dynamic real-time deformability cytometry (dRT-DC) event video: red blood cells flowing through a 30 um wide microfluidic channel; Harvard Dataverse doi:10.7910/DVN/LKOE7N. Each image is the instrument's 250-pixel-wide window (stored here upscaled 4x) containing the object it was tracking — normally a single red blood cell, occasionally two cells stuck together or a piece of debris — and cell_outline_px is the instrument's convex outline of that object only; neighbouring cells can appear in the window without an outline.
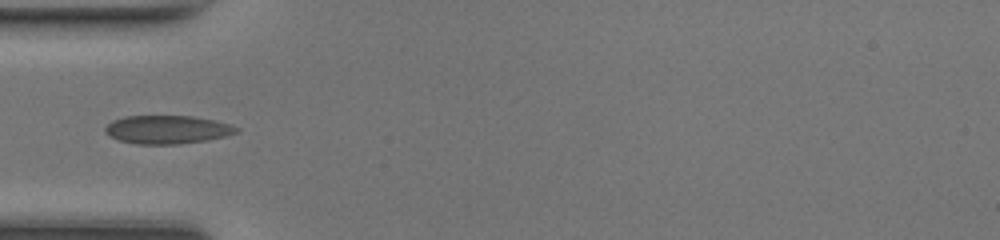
{"species": "common noctule bat (a hibernating species)", "species_latin": "Nyctalus noctula", "temperature_condition": "room temperature", "stored_images_in_passage": 12, "camera_frame_rate_fps": 3000, "um_per_image_px": 0.085, "animal": {"sex": "female", "body_mass_g": 17.0, "forearm_length_mm": 48.0}, "frame": {"image": 1, "passage_image": 1, "time_ms": 0.0, "image_size_px": [1000, 240], "cell_outline_px": [[240, 132], [208, 140], [180, 144], [136, 144], [120, 140], [108, 136], [104, 132], [104, 128], [112, 120], [124, 116], [192, 116], [212, 120], [228, 124], [240, 128]], "centroid_in_image_um": [14.19, 11.02], "position_along_channel_um": 70.8, "area_um2": 21.73}}
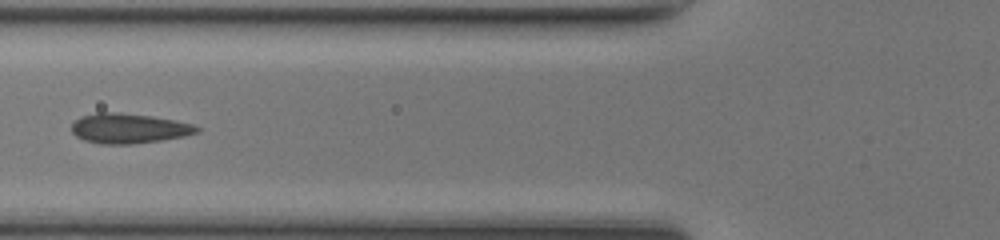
{"frame": {"image": 2, "passage_image": 4, "time_ms": 1.0, "image_size_px": [1000, 240], "cell_outline_px": [[200, 132], [184, 136], [160, 140], [132, 144], [100, 144], [84, 140], [76, 136], [72, 132], [72, 124], [80, 116], [96, 112], [120, 112], [152, 116], [192, 124], [200, 128]], "centroid_in_image_um": [10.92, 10.91], "position_along_channel_um": 114.9, "area_um2": 21.85}}
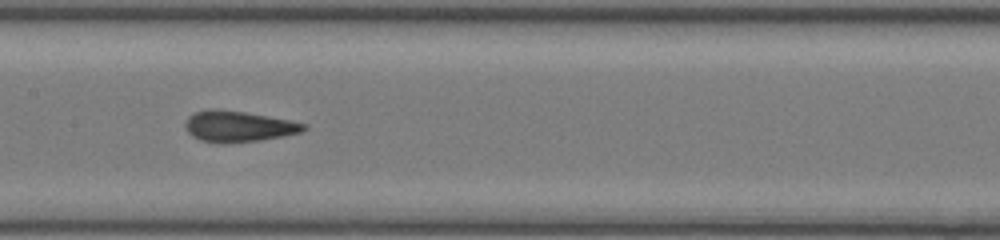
{"frame": {"image": 3, "passage_image": 9, "time_ms": 2.667, "image_size_px": [1000, 240], "cell_outline_px": [[308, 128], [300, 132], [284, 136], [260, 140], [224, 144], [220, 144], [200, 140], [192, 136], [188, 132], [184, 124], [188, 116], [196, 112], [244, 112], [268, 116], [308, 124]], "centroid_in_image_um": [20.31, 10.8], "position_along_channel_um": 187.1, "area_um2": 20.75}}